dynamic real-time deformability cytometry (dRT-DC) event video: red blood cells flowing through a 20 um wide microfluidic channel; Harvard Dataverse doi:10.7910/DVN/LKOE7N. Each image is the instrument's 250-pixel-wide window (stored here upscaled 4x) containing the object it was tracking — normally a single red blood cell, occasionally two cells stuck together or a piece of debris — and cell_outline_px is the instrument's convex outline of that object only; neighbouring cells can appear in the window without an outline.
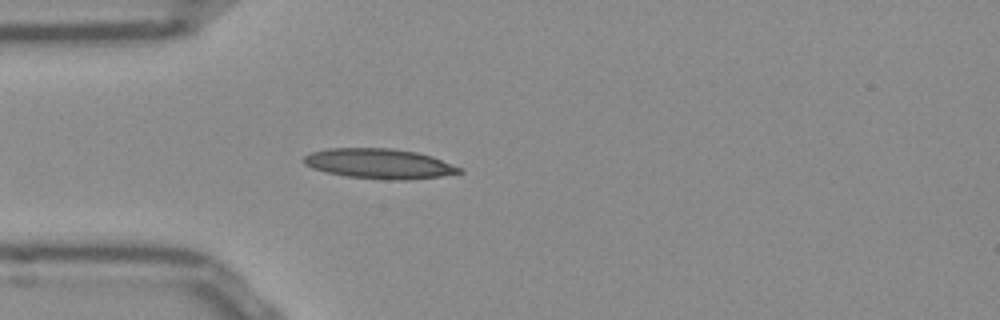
{"species": "Egyptian fruit bat (a non-hibernating species)", "species_latin": "Rousettus aegyptiacus", "temperature_condition": "room temperature", "stored_images_in_passage": 39, "camera_frame_rate_fps": 3000, "um_per_image_px": 0.085, "frame": {"image": 1, "passage_image": 1, "time_ms": 0.0, "image_size_px": [1000, 320], "cell_outline_px": [[464, 172], [440, 176], [408, 180], [384, 180], [344, 176], [324, 172], [312, 168], [304, 164], [304, 156], [312, 152], [328, 148], [392, 148], [416, 152], [432, 156], [464, 168]], "centroid_in_image_um": [32.26, 13.92], "position_along_channel_um": 52.7, "area_um2": 27.51}}
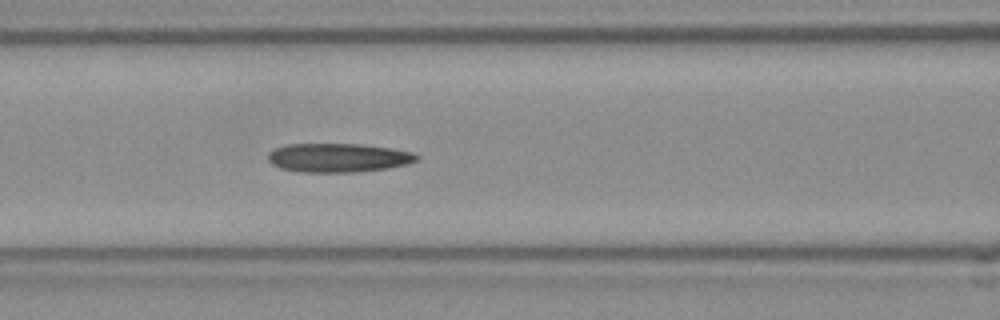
{"frame": {"image": 2, "passage_image": 8, "time_ms": 2.333, "image_size_px": [1000, 320], "cell_outline_px": [[420, 156], [416, 160], [408, 164], [388, 168], [352, 172], [300, 172], [280, 168], [272, 164], [268, 160], [268, 152], [276, 148], [288, 144], [360, 144], [392, 148], [412, 152]], "centroid_in_image_um": [28.74, 13.4], "position_along_channel_um": 137.9, "area_um2": 25.03}}
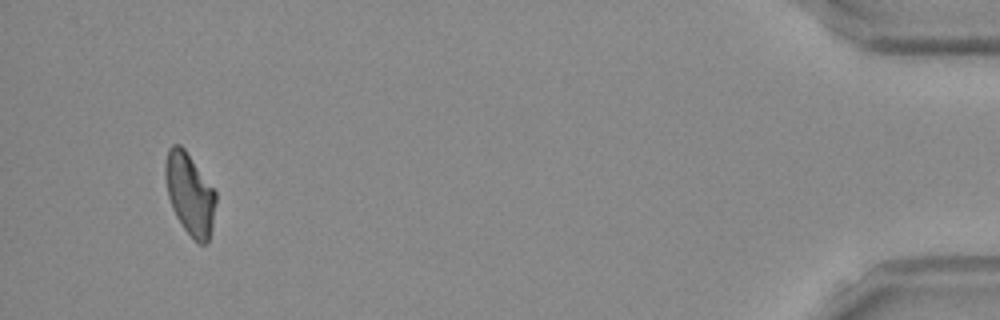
{"frame": {"image": 3, "passage_image": 36, "time_ms": 11.667, "image_size_px": [1000, 320], "cell_outline_px": [[216, 200], [212, 228], [208, 244], [200, 244], [184, 228], [176, 216], [172, 208], [168, 196], [164, 176], [164, 164], [168, 148], [172, 144], [180, 144], [184, 148], [216, 192]], "centroid_in_image_um": [16.12, 16.47], "position_along_channel_um": 419.1, "area_um2": 23.99}, "authors_computed_cell_mechanics": {"area_um2": 24.4494, "velocity_mm_per_s": 3.8745, "shape_relaxation_time_tau1_ms": 7.347, "shape_relaxation_time_tau2_ms": 4.8963, "deformation_change_tau1": 0.2135, "deformation_change_tau2": 0.1262}}